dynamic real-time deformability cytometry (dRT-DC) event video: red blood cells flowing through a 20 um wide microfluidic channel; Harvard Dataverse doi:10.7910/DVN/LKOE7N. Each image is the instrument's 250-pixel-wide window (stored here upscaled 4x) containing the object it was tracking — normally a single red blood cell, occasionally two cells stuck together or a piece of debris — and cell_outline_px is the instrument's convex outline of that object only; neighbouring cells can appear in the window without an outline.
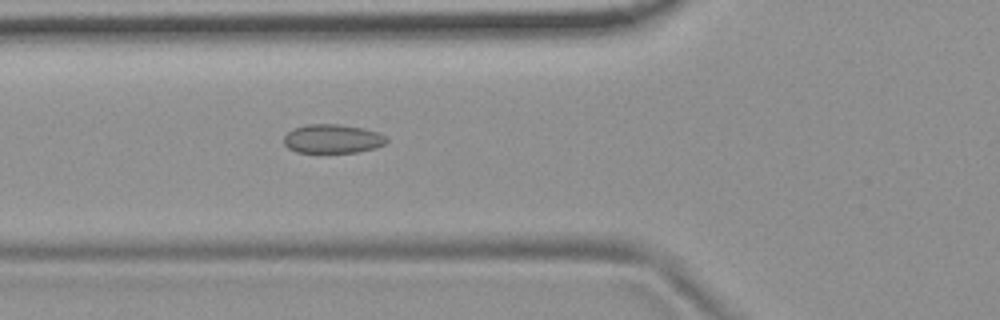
{"species": "common noctule bat (a hibernating species)", "species_latin": "Nyctalus noctula", "temperature_condition": "room temperature", "stored_images_in_passage": 53, "camera_frame_rate_fps": 3000, "um_per_image_px": 0.085, "animal": {"sex": "female", "body_mass_g": 19.9}, "frame": {"image": 1, "passage_image": 19, "time_ms": 6.0, "image_size_px": [1000, 320], "cell_outline_px": [[388, 140], [384, 144], [372, 148], [356, 152], [296, 152], [288, 148], [284, 144], [284, 136], [292, 128], [308, 124], [340, 124], [364, 128], [376, 132], [384, 136]], "centroid_in_image_um": [28.22, 11.78], "position_along_channel_um": 97.6, "area_um2": 17.17}}
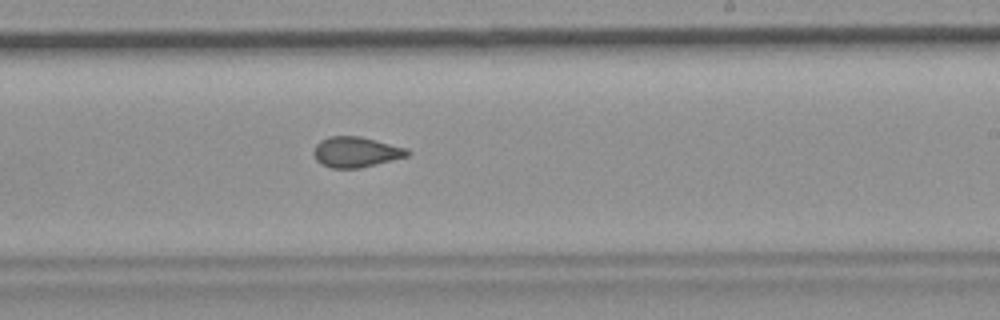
{"frame": {"image": 2, "passage_image": 32, "time_ms": 10.333, "image_size_px": [1000, 320], "cell_outline_px": [[412, 152], [408, 156], [360, 168], [332, 168], [320, 164], [316, 160], [312, 152], [316, 144], [320, 140], [328, 136], [360, 136], [408, 148]], "centroid_in_image_um": [30.25, 12.92], "position_along_channel_um": 258.8, "area_um2": 16.82}}
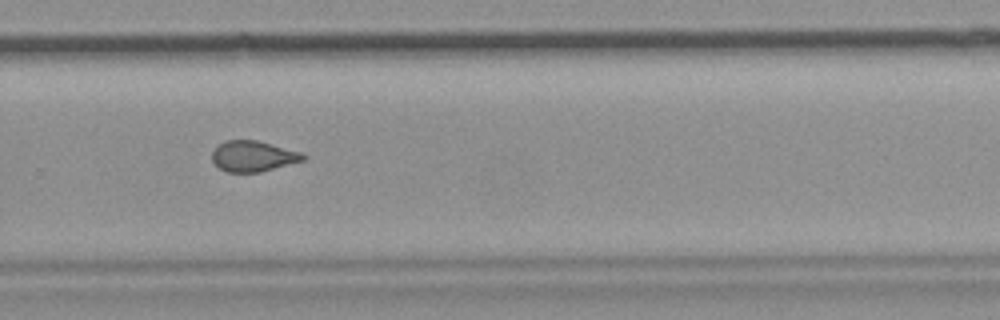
{"frame": {"image": 3, "passage_image": 36, "time_ms": 11.667, "image_size_px": [1000, 320], "cell_outline_px": [[308, 156], [304, 160], [260, 172], [228, 172], [220, 168], [212, 160], [212, 152], [220, 144], [228, 140], [256, 140], [304, 152]], "centroid_in_image_um": [21.57, 13.27], "position_along_channel_um": 308.2, "area_um2": 16.24}, "authors_computed_cell_mechanics": {"area_um2": 17.1666, "velocity_mm_per_s": 3.72, "shape_relaxation_time_tau1_ms": null, "shape_relaxation_time_tau2_ms": 1.7888, "deformation_change_tau1": null, "deformation_change_tau2": 0.0804}}